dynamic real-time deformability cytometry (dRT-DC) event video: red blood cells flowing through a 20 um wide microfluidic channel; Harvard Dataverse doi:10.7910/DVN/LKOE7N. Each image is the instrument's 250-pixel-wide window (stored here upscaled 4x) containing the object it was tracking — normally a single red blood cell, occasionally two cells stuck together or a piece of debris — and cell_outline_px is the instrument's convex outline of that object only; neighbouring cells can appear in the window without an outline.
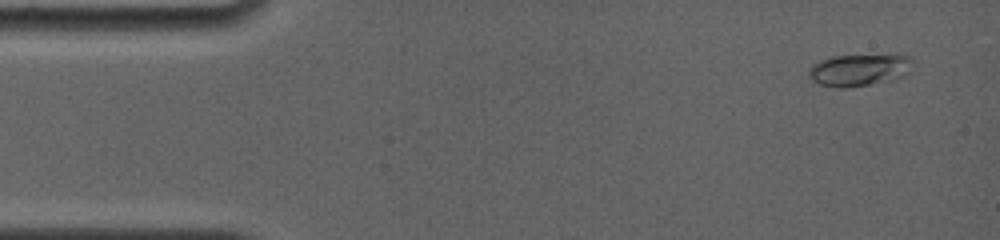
{"species": "common noctule bat (a hibernating species)", "species_latin": "Nyctalus noctula", "temperature_condition": "room temperature", "stored_images_in_passage": 11, "camera_frame_rate_fps": 4000, "um_per_image_px": 0.085, "animal": {"sex": "female", "body_mass_g": 19.0, "forearm_length_mm": 56.7}, "frame": {"image": 1, "passage_image": 2, "time_ms": 0.75, "image_size_px": [1000, 240], "cell_outline_px": [[912, 72], [904, 76], [892, 80], [844, 88], [836, 88], [820, 84], [812, 80], [808, 76], [808, 72], [812, 64], [820, 60], [832, 56], [892, 52], [896, 52], [912, 56]], "centroid_in_image_um": [73.13, 5.88], "position_along_channel_um": 11.9, "area_um2": 20.46}}
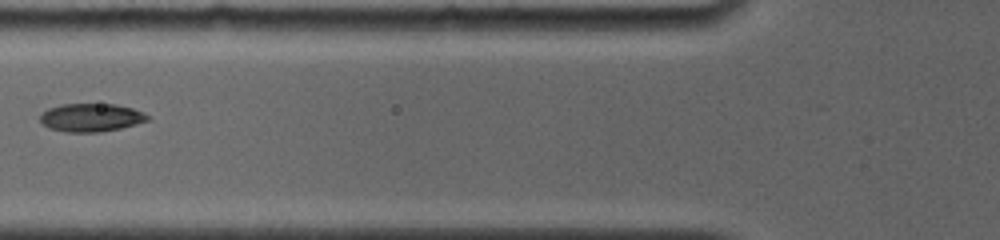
{"frame": {"image": 2, "passage_image": 8, "time_ms": 6.25, "image_size_px": [1000, 240], "cell_outline_px": [[148, 120], [136, 124], [120, 128], [100, 132], [68, 132], [48, 128], [40, 120], [40, 116], [48, 108], [60, 104], [116, 104], [132, 108], [144, 112], [148, 116]], "centroid_in_image_um": [7.74, 9.99], "position_along_channel_um": 118.1, "area_um2": 17.57}}
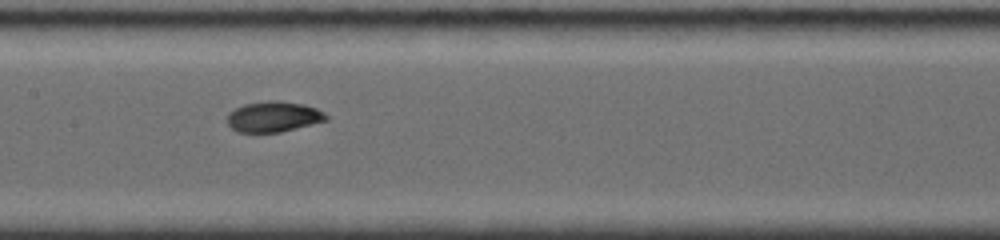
{"frame": {"image": 3, "passage_image": 10, "time_ms": 8.0, "image_size_px": [1000, 240], "cell_outline_px": [[328, 120], [280, 132], [240, 132], [232, 128], [228, 124], [228, 112], [244, 104], [268, 100], [280, 100], [304, 104], [316, 108], [324, 112], [328, 116]], "centroid_in_image_um": [23.27, 9.9], "position_along_channel_um": 184.1, "area_um2": 17.63}}